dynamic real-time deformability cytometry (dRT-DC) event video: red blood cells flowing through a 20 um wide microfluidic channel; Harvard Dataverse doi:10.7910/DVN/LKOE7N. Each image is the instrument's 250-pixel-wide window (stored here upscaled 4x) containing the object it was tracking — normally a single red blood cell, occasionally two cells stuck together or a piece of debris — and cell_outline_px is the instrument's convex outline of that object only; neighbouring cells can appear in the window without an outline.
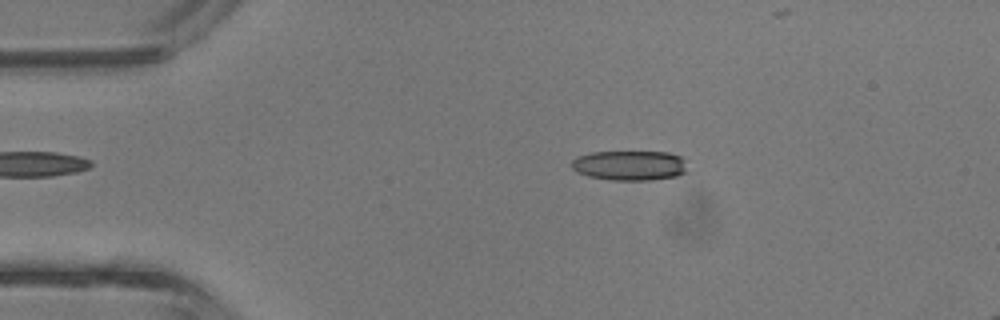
{"species": "common noctule bat (a hibernating species)", "species_latin": "Nyctalus noctula", "temperature_condition": "room temperature", "stored_images_in_passage": 33, "camera_frame_rate_fps": 3000, "um_per_image_px": 0.085, "animal": {"sex": "male", "body_mass_g": 13.3}, "frame": {"image": 1, "passage_image": 6, "time_ms": 1.667, "image_size_px": [1000, 320], "cell_outline_px": [[688, 172], [676, 176], [648, 180], [612, 180], [588, 176], [576, 172], [572, 168], [572, 160], [580, 156], [592, 152], [668, 152], [680, 156], [684, 160]], "centroid_in_image_um": [53.54, 14.06], "position_along_channel_um": 31.5, "area_um2": 20.11}}
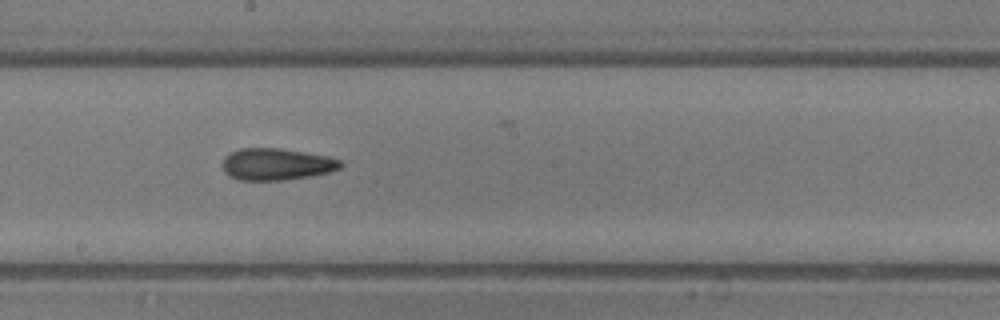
{"frame": {"image": 2, "passage_image": 21, "time_ms": 6.667, "image_size_px": [1000, 320], "cell_outline_px": [[344, 164], [340, 168], [328, 172], [308, 176], [284, 180], [240, 180], [228, 176], [224, 172], [224, 156], [240, 148], [280, 148], [328, 156], [340, 160]], "centroid_in_image_um": [23.5, 13.95], "position_along_channel_um": 224.7, "area_um2": 21.79}}
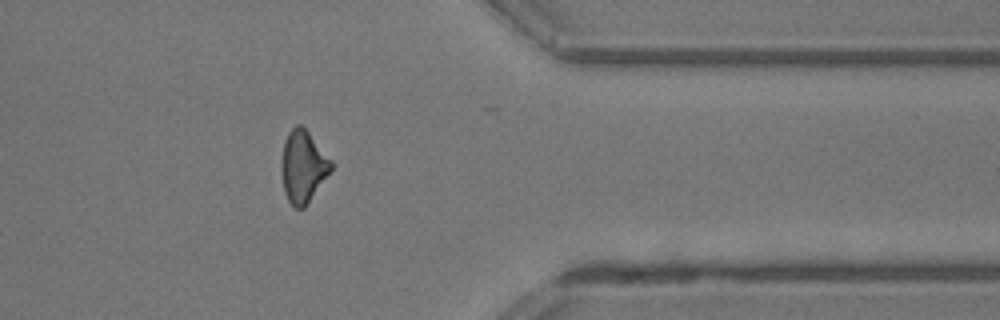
{"frame": {"image": 3, "passage_image": 32, "time_ms": 10.333, "image_size_px": [1000, 320], "cell_outline_px": [[332, 168], [304, 208], [296, 208], [288, 200], [284, 192], [280, 172], [280, 164], [284, 140], [288, 132], [296, 124], [300, 124], [308, 132], [332, 160]], "centroid_in_image_um": [25.72, 14.14], "position_along_channel_um": 385.7, "area_um2": 20.75}}